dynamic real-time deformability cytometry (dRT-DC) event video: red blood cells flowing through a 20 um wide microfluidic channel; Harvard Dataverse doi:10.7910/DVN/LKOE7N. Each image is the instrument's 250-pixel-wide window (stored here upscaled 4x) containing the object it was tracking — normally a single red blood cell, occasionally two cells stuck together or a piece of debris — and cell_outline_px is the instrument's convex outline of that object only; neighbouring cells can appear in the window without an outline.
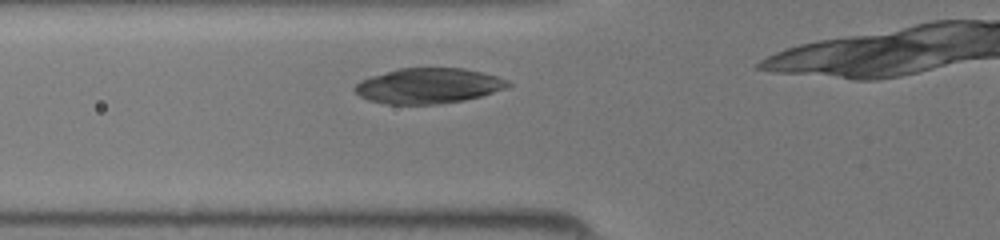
{"species": "common noctule bat (a hibernating species)", "species_latin": "Nyctalus noctula", "temperature_condition": "room temperature", "stored_images_in_passage": 20, "camera_frame_rate_fps": 3000, "um_per_image_px": 0.085, "animal": {"sex": "female", "body_mass_g": 19.5, "forearm_length_mm": 54.1}, "frame": {"image": 1, "passage_image": 5, "time_ms": 1.333, "image_size_px": [1000, 240], "cell_outline_px": [[512, 84], [508, 88], [484, 96], [464, 100], [440, 104], [384, 104], [368, 100], [360, 96], [352, 88], [360, 80], [368, 76], [400, 68], [464, 68], [496, 76], [508, 80]], "centroid_in_image_um": [36.41, 7.3], "position_along_channel_um": 89.4, "area_um2": 31.91}}
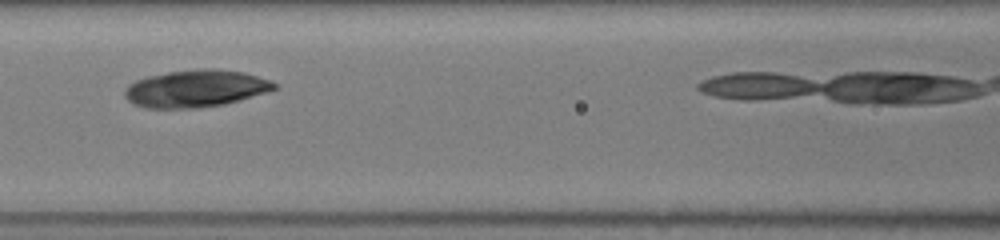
{"frame": {"image": 2, "passage_image": 9, "time_ms": 2.667, "image_size_px": [1000, 240], "cell_outline_px": [[280, 88], [268, 92], [240, 100], [224, 104], [200, 108], [144, 108], [132, 104], [124, 96], [124, 88], [128, 84], [136, 80], [148, 76], [168, 72], [196, 68], [212, 68], [244, 72], [272, 80], [280, 84]], "centroid_in_image_um": [16.67, 7.52], "position_along_channel_um": 149.9, "area_um2": 33.06}}
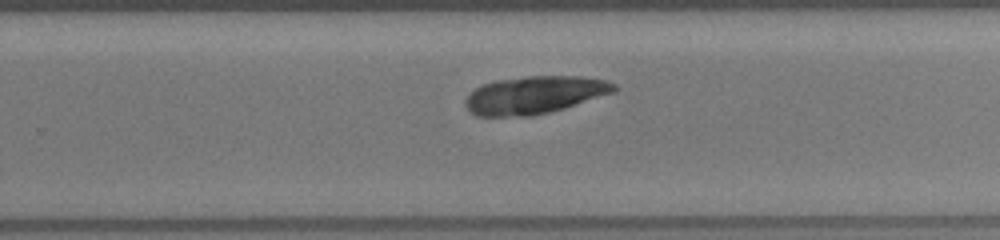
{"frame": {"image": 3, "passage_image": 18, "time_ms": 5.667, "image_size_px": [1000, 240], "cell_outline_px": [[620, 88], [616, 92], [564, 108], [532, 116], [476, 116], [464, 104], [468, 96], [476, 88], [484, 84], [496, 80], [528, 76], [580, 76], [608, 80], [616, 84]], "centroid_in_image_um": [45.51, 8.06], "position_along_channel_um": 284.3, "area_um2": 32.66}}